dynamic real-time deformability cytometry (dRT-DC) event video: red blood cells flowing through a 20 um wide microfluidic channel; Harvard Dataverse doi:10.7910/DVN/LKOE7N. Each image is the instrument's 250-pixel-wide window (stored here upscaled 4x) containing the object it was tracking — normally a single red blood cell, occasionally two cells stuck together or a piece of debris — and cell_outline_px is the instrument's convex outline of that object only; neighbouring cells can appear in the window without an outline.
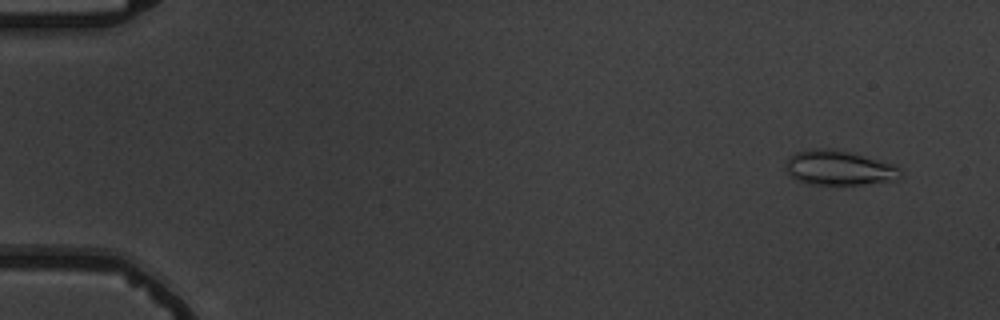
{"species": "common noctule bat (a hibernating species)", "species_latin": "Nyctalus noctula", "temperature_condition": "warm", "stored_images_in_passage": 5, "camera_frame_rate_fps": 3000, "um_per_image_px": 0.085, "animal": {"sex": "male", "body_mass_g": 19.5, "forearm_length_mm": 54.6}, "frame": {"image": 1, "passage_image": 1, "time_ms": 0.0, "image_size_px": [1000, 320], "cell_outline_px": [[904, 176], [896, 180], [864, 184], [808, 184], [796, 180], [788, 176], [784, 168], [788, 156], [796, 152], [808, 148], [836, 148], [892, 164], [900, 168]], "centroid_in_image_um": [71.26, 14.26], "position_along_channel_um": 13.7, "area_um2": 23.64}}
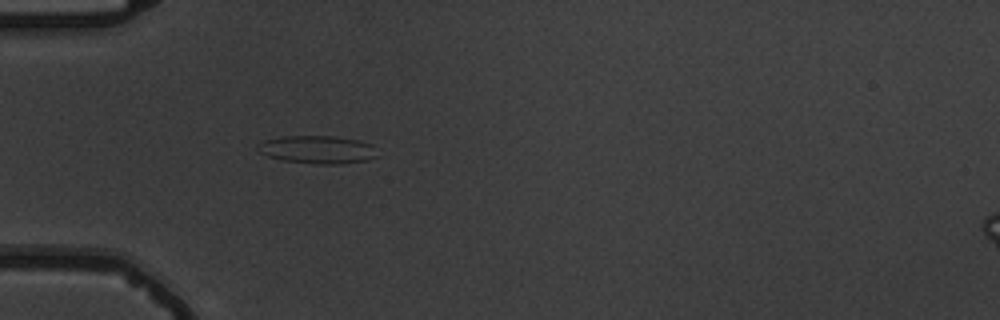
{"frame": {"image": 2, "passage_image": 5, "time_ms": 4.667, "image_size_px": [1000, 320], "cell_outline_px": [[376, 156], [368, 160], [336, 164], [320, 164], [284, 160], [268, 156], [260, 152], [256, 148], [256, 144], [264, 140], [280, 136], [332, 136], [356, 140], [372, 144]], "centroid_in_image_um": [26.93, 12.7], "position_along_channel_um": 58.1, "area_um2": 19.25}}